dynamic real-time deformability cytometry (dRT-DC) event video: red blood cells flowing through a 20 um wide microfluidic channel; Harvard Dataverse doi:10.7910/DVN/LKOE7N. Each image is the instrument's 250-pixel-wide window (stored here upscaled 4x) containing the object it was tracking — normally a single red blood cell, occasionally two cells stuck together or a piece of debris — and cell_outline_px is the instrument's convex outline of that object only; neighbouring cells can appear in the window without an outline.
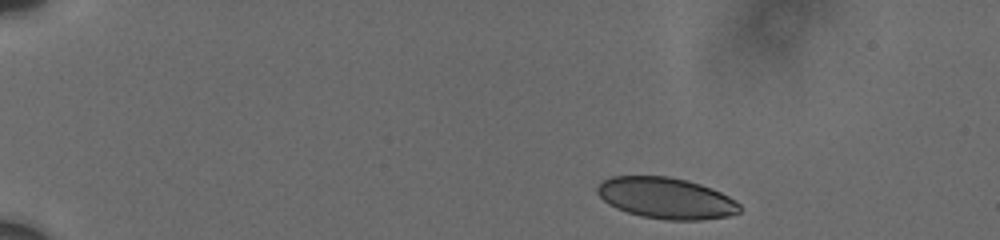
{"species": "human", "species_latin": "Homo sapiens", "temperature_condition": "cold", "stored_images_in_passage": 10, "camera_frame_rate_fps": 3000, "um_per_image_px": 0.085, "donor": {"sex": "male"}, "frame": {"image": 1, "passage_image": 1, "time_ms": 0.0, "image_size_px": [1000, 240], "cell_outline_px": [[740, 212], [728, 216], [700, 220], [668, 220], [640, 216], [616, 208], [608, 204], [596, 192], [596, 188], [604, 180], [612, 176], [668, 176], [688, 180], [712, 188], [736, 200], [740, 204]], "centroid_in_image_um": [56.63, 16.84], "position_along_channel_um": 28.4, "area_um2": 34.22}}
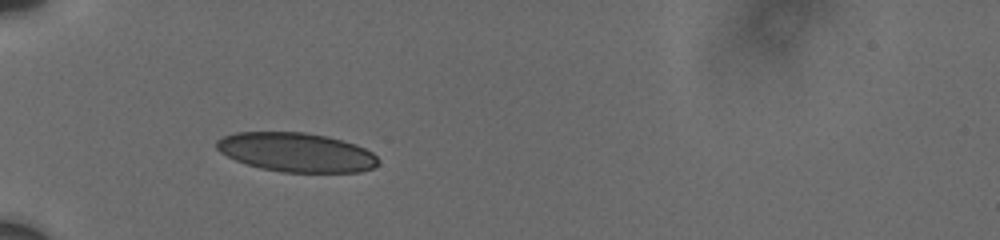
{"frame": {"image": 2, "passage_image": 7, "time_ms": 3.333, "image_size_px": [1000, 240], "cell_outline_px": [[376, 164], [372, 168], [360, 172], [280, 172], [260, 168], [236, 160], [220, 152], [216, 148], [216, 140], [224, 136], [236, 132], [304, 132], [328, 136], [356, 144], [372, 152], [376, 156]], "centroid_in_image_um": [25.17, 12.94], "position_along_channel_um": 59.8, "area_um2": 36.76}}
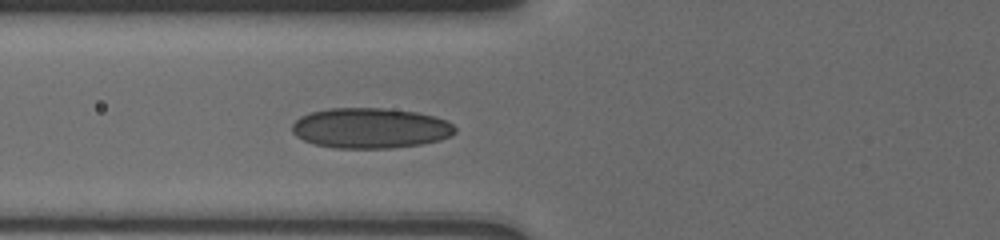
{"frame": {"image": 3, "passage_image": 10, "time_ms": 4.667, "image_size_px": [1000, 240], "cell_outline_px": [[456, 132], [452, 136], [440, 140], [420, 144], [392, 148], [336, 148], [316, 144], [304, 140], [296, 136], [292, 132], [292, 124], [300, 116], [312, 112], [328, 108], [380, 108], [416, 112], [432, 116], [444, 120], [452, 124], [456, 128]], "centroid_in_image_um": [31.48, 10.89], "position_along_channel_um": 94.3, "area_um2": 38.21}}